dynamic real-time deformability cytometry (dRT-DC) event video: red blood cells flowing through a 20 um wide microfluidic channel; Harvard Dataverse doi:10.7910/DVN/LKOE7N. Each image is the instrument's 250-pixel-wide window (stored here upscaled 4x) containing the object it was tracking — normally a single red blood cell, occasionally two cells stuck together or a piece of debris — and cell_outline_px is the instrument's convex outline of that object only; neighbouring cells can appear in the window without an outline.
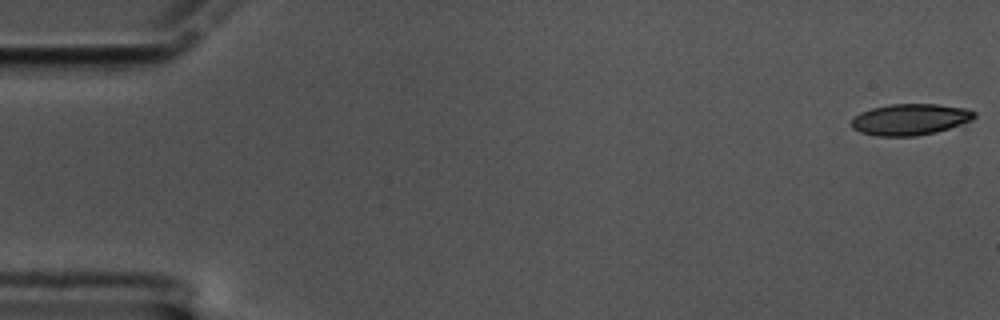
{"species": "common noctule bat (a hibernating species)", "species_latin": "Nyctalus noctula", "temperature_condition": "cold", "stored_images_in_passage": 10, "camera_frame_rate_fps": 3000, "um_per_image_px": 0.085, "animal": {"sex": "male", "body_mass_g": 17.5, "forearm_length_mm": 52.3}, "frame": {"image": 1, "passage_image": 1, "time_ms": 0.0, "image_size_px": [1000, 320], "cell_outline_px": [[976, 116], [964, 128], [916, 136], [876, 136], [860, 132], [852, 128], [852, 120], [860, 112], [872, 108], [892, 104], [936, 104], [968, 108], [976, 112]], "centroid_in_image_um": [77.51, 10.17], "position_along_channel_um": 7.5, "area_um2": 23.18}}